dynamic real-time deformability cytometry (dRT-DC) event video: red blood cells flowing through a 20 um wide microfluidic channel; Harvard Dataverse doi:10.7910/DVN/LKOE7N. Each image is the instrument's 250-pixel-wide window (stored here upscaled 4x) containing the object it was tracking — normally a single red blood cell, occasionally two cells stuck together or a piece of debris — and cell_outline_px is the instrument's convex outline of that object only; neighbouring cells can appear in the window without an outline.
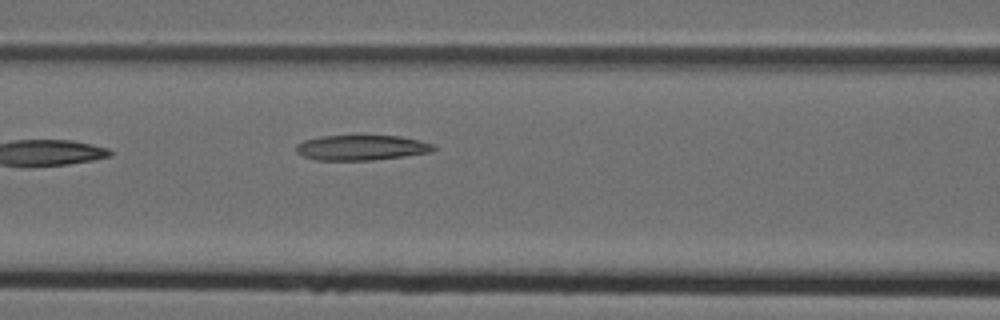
{"species": "Egyptian fruit bat (a non-hibernating species)", "species_latin": "Rousettus aegyptiacus", "temperature_condition": "cold", "stored_images_in_passage": 7, "camera_frame_rate_fps": 3000, "um_per_image_px": 0.085, "animal": {"sex": "female"}, "frame": {"image": 1, "passage_image": 7, "time_ms": 2.0, "image_size_px": [1000, 320], "cell_outline_px": [[436, 148], [432, 152], [404, 156], [372, 160], [316, 160], [304, 156], [296, 152], [296, 144], [304, 140], [320, 136], [400, 136], [432, 144]], "centroid_in_image_um": [30.69, 12.55], "position_along_channel_um": 135.9, "area_um2": 20.0}}